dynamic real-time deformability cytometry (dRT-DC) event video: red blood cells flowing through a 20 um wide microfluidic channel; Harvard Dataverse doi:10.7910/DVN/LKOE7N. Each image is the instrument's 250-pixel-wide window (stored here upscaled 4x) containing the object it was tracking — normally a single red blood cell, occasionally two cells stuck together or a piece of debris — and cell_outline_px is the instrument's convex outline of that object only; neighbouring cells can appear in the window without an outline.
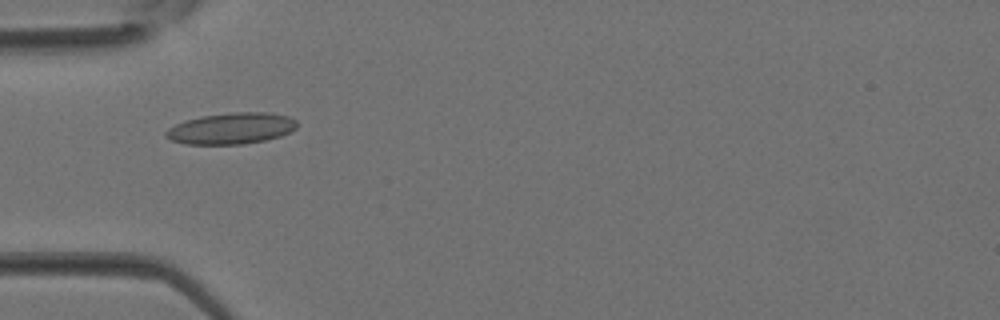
{"species": "Egyptian fruit bat (a non-hibernating species)", "species_latin": "Rousettus aegyptiacus", "temperature_condition": "room temperature", "stored_images_in_passage": 3, "camera_frame_rate_fps": 3000, "um_per_image_px": 0.085, "animal": {"sex": "female"}, "frame": {"image": 1, "passage_image": 1, "time_ms": 0.0, "image_size_px": [1000, 320], "cell_outline_px": [[296, 128], [280, 136], [264, 140], [244, 144], [184, 144], [172, 140], [164, 136], [164, 132], [168, 128], [184, 120], [200, 116], [232, 112], [268, 112], [288, 116], [296, 120]], "centroid_in_image_um": [19.62, 10.91], "position_along_channel_um": 65.4, "area_um2": 23.93}}
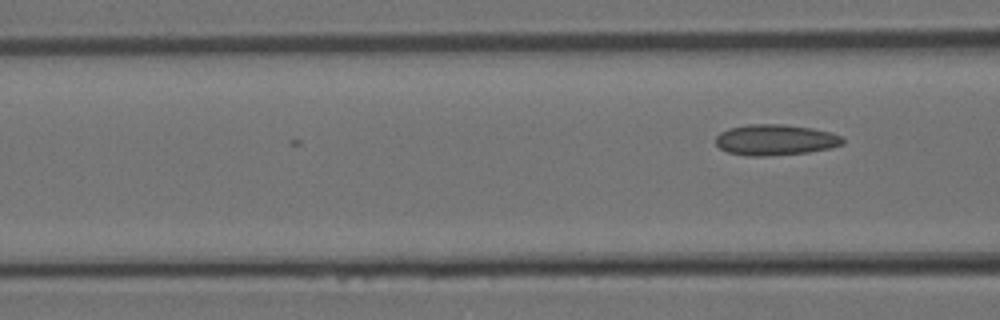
{"frame": {"image": 2, "passage_image": 3, "time_ms": 0.667, "image_size_px": [1000, 320], "cell_outline_px": [[844, 144], [832, 148], [808, 152], [768, 156], [744, 156], [728, 152], [720, 148], [716, 144], [716, 136], [720, 132], [728, 128], [748, 124], [784, 124], [812, 128], [832, 132], [840, 136], [844, 140]], "centroid_in_image_um": [65.9, 11.89], "position_along_channel_um": 100.7, "area_um2": 23.06}}